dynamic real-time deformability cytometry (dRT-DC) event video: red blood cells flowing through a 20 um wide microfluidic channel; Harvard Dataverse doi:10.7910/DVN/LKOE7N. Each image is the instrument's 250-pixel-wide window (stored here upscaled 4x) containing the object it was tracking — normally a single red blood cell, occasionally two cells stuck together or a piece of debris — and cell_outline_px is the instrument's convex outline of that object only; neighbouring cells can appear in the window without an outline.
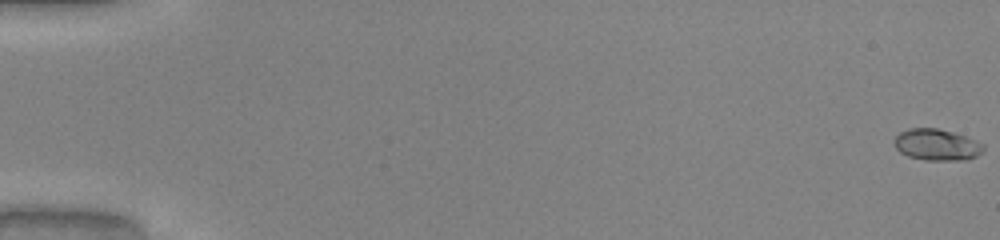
{"species": "common noctule bat (a hibernating species)", "species_latin": "Nyctalus noctula", "temperature_condition": "warm", "stored_images_in_passage": 52, "camera_frame_rate_fps": 3000, "um_per_image_px": 0.085, "animal": {"sex": "male", "body_mass_g": 20.0, "forearm_length_mm": 53.3}, "frame": {"image": 1, "passage_image": 1, "time_ms": 0.0, "image_size_px": [1000, 240], "cell_outline_px": [[984, 152], [968, 160], [924, 160], [908, 156], [900, 152], [892, 144], [896, 136], [900, 132], [908, 128], [936, 128], [952, 132], [976, 140], [984, 144]], "centroid_in_image_um": [79.63, 12.31], "position_along_channel_um": 5.4, "area_um2": 16.47}}
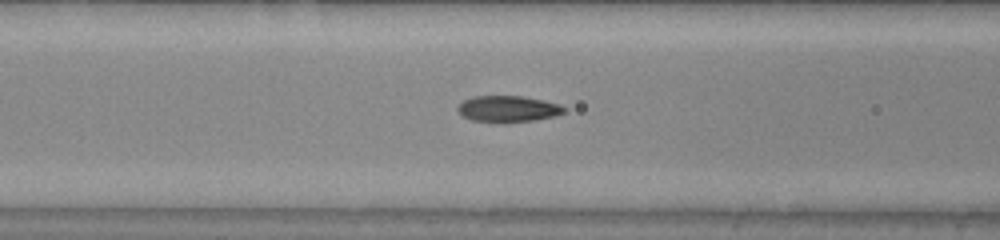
{"frame": {"image": 2, "passage_image": 23, "time_ms": 7.333, "image_size_px": [1000, 240], "cell_outline_px": [[568, 108], [564, 112], [556, 116], [532, 120], [500, 124], [472, 120], [464, 116], [456, 108], [464, 100], [472, 96], [520, 96], [560, 104]], "centroid_in_image_um": [43.18, 9.27], "position_along_channel_um": 123.4, "area_um2": 16.42}}
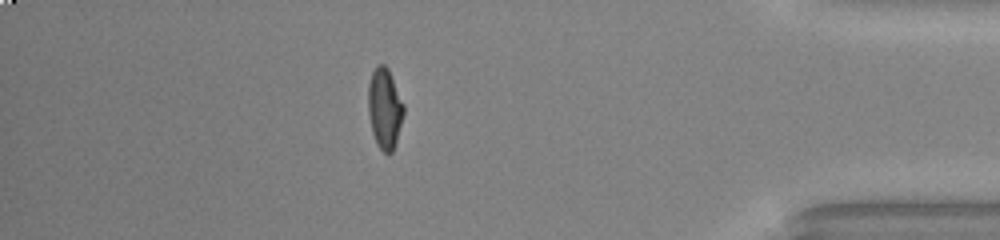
{"frame": {"image": 3, "passage_image": 46, "time_ms": 15.0, "image_size_px": [1000, 240], "cell_outline_px": [[404, 112], [396, 140], [392, 152], [384, 152], [376, 144], [372, 132], [368, 112], [368, 84], [372, 72], [376, 64], [384, 64], [388, 68], [404, 104]], "centroid_in_image_um": [32.68, 9.18], "position_along_channel_um": 402.5, "area_um2": 16.59}, "authors_computed_cell_mechanics": {"area_um2": 16.1551, "velocity_mm_per_s": 4.1233, "shape_relaxation_time_tau1_ms": 7.2296, "shape_relaxation_time_tau2_ms": null, "deformation_change_tau1": 0.2702, "deformation_change_tau2": null}}